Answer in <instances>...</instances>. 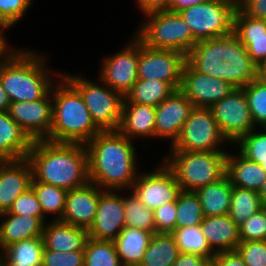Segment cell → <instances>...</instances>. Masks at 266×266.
Returning <instances> with one entry per match:
<instances>
[{
    "label": "cell",
    "mask_w": 266,
    "mask_h": 266,
    "mask_svg": "<svg viewBox=\"0 0 266 266\" xmlns=\"http://www.w3.org/2000/svg\"><path fill=\"white\" fill-rule=\"evenodd\" d=\"M85 147L90 182L103 190H131L141 169L133 140L118 130L100 131Z\"/></svg>",
    "instance_id": "cell-1"
},
{
    "label": "cell",
    "mask_w": 266,
    "mask_h": 266,
    "mask_svg": "<svg viewBox=\"0 0 266 266\" xmlns=\"http://www.w3.org/2000/svg\"><path fill=\"white\" fill-rule=\"evenodd\" d=\"M186 61L196 71L227 81L235 88L245 87L258 75V65L234 32L198 41Z\"/></svg>",
    "instance_id": "cell-2"
},
{
    "label": "cell",
    "mask_w": 266,
    "mask_h": 266,
    "mask_svg": "<svg viewBox=\"0 0 266 266\" xmlns=\"http://www.w3.org/2000/svg\"><path fill=\"white\" fill-rule=\"evenodd\" d=\"M26 158L36 181L67 191L89 182L85 144L34 140Z\"/></svg>",
    "instance_id": "cell-3"
},
{
    "label": "cell",
    "mask_w": 266,
    "mask_h": 266,
    "mask_svg": "<svg viewBox=\"0 0 266 266\" xmlns=\"http://www.w3.org/2000/svg\"><path fill=\"white\" fill-rule=\"evenodd\" d=\"M36 51L15 47L0 63V81L11 103L42 99L62 75L50 69L47 54Z\"/></svg>",
    "instance_id": "cell-4"
},
{
    "label": "cell",
    "mask_w": 266,
    "mask_h": 266,
    "mask_svg": "<svg viewBox=\"0 0 266 266\" xmlns=\"http://www.w3.org/2000/svg\"><path fill=\"white\" fill-rule=\"evenodd\" d=\"M53 122L49 137L56 143H88L101 130L81 94L61 75L52 85Z\"/></svg>",
    "instance_id": "cell-5"
},
{
    "label": "cell",
    "mask_w": 266,
    "mask_h": 266,
    "mask_svg": "<svg viewBox=\"0 0 266 266\" xmlns=\"http://www.w3.org/2000/svg\"><path fill=\"white\" fill-rule=\"evenodd\" d=\"M227 151H169L161 159L184 191H196L226 175Z\"/></svg>",
    "instance_id": "cell-6"
},
{
    "label": "cell",
    "mask_w": 266,
    "mask_h": 266,
    "mask_svg": "<svg viewBox=\"0 0 266 266\" xmlns=\"http://www.w3.org/2000/svg\"><path fill=\"white\" fill-rule=\"evenodd\" d=\"M142 15L133 34L150 48L176 50L187 56L198 42L179 13L159 9Z\"/></svg>",
    "instance_id": "cell-7"
},
{
    "label": "cell",
    "mask_w": 266,
    "mask_h": 266,
    "mask_svg": "<svg viewBox=\"0 0 266 266\" xmlns=\"http://www.w3.org/2000/svg\"><path fill=\"white\" fill-rule=\"evenodd\" d=\"M62 72V76L81 94L91 118L101 131L118 130L124 96L99 81L83 77L82 73ZM82 75V76H81Z\"/></svg>",
    "instance_id": "cell-8"
},
{
    "label": "cell",
    "mask_w": 266,
    "mask_h": 266,
    "mask_svg": "<svg viewBox=\"0 0 266 266\" xmlns=\"http://www.w3.org/2000/svg\"><path fill=\"white\" fill-rule=\"evenodd\" d=\"M235 0H209L179 12L197 41L234 32Z\"/></svg>",
    "instance_id": "cell-9"
},
{
    "label": "cell",
    "mask_w": 266,
    "mask_h": 266,
    "mask_svg": "<svg viewBox=\"0 0 266 266\" xmlns=\"http://www.w3.org/2000/svg\"><path fill=\"white\" fill-rule=\"evenodd\" d=\"M209 107H193L168 151H227L229 146ZM224 148V149H223Z\"/></svg>",
    "instance_id": "cell-10"
},
{
    "label": "cell",
    "mask_w": 266,
    "mask_h": 266,
    "mask_svg": "<svg viewBox=\"0 0 266 266\" xmlns=\"http://www.w3.org/2000/svg\"><path fill=\"white\" fill-rule=\"evenodd\" d=\"M122 49L101 59L98 79L124 97L138 80L139 39L132 34Z\"/></svg>",
    "instance_id": "cell-11"
},
{
    "label": "cell",
    "mask_w": 266,
    "mask_h": 266,
    "mask_svg": "<svg viewBox=\"0 0 266 266\" xmlns=\"http://www.w3.org/2000/svg\"><path fill=\"white\" fill-rule=\"evenodd\" d=\"M210 109L223 136L231 146L256 128L244 88H234L228 96L213 104Z\"/></svg>",
    "instance_id": "cell-12"
},
{
    "label": "cell",
    "mask_w": 266,
    "mask_h": 266,
    "mask_svg": "<svg viewBox=\"0 0 266 266\" xmlns=\"http://www.w3.org/2000/svg\"><path fill=\"white\" fill-rule=\"evenodd\" d=\"M160 161L151 170L140 171L131 187L140 202L153 211L164 204L177 201L182 191L174 173Z\"/></svg>",
    "instance_id": "cell-13"
},
{
    "label": "cell",
    "mask_w": 266,
    "mask_h": 266,
    "mask_svg": "<svg viewBox=\"0 0 266 266\" xmlns=\"http://www.w3.org/2000/svg\"><path fill=\"white\" fill-rule=\"evenodd\" d=\"M186 55L169 49H155L139 40L138 79L161 80L180 89Z\"/></svg>",
    "instance_id": "cell-14"
},
{
    "label": "cell",
    "mask_w": 266,
    "mask_h": 266,
    "mask_svg": "<svg viewBox=\"0 0 266 266\" xmlns=\"http://www.w3.org/2000/svg\"><path fill=\"white\" fill-rule=\"evenodd\" d=\"M9 116L34 140H46L53 122L52 88L39 100L14 102Z\"/></svg>",
    "instance_id": "cell-15"
},
{
    "label": "cell",
    "mask_w": 266,
    "mask_h": 266,
    "mask_svg": "<svg viewBox=\"0 0 266 266\" xmlns=\"http://www.w3.org/2000/svg\"><path fill=\"white\" fill-rule=\"evenodd\" d=\"M235 87L227 81L196 71L187 61L183 67L180 91L195 107H211Z\"/></svg>",
    "instance_id": "cell-16"
},
{
    "label": "cell",
    "mask_w": 266,
    "mask_h": 266,
    "mask_svg": "<svg viewBox=\"0 0 266 266\" xmlns=\"http://www.w3.org/2000/svg\"><path fill=\"white\" fill-rule=\"evenodd\" d=\"M121 192L104 190L101 193L94 222L88 229L89 238L113 241L125 228V211Z\"/></svg>",
    "instance_id": "cell-17"
},
{
    "label": "cell",
    "mask_w": 266,
    "mask_h": 266,
    "mask_svg": "<svg viewBox=\"0 0 266 266\" xmlns=\"http://www.w3.org/2000/svg\"><path fill=\"white\" fill-rule=\"evenodd\" d=\"M193 107L192 102L179 89L157 105L155 140L156 138L168 139L169 147L172 146L179 137Z\"/></svg>",
    "instance_id": "cell-18"
},
{
    "label": "cell",
    "mask_w": 266,
    "mask_h": 266,
    "mask_svg": "<svg viewBox=\"0 0 266 266\" xmlns=\"http://www.w3.org/2000/svg\"><path fill=\"white\" fill-rule=\"evenodd\" d=\"M103 191L90 181L84 186L69 190L60 221L88 230L94 222L99 197Z\"/></svg>",
    "instance_id": "cell-19"
},
{
    "label": "cell",
    "mask_w": 266,
    "mask_h": 266,
    "mask_svg": "<svg viewBox=\"0 0 266 266\" xmlns=\"http://www.w3.org/2000/svg\"><path fill=\"white\" fill-rule=\"evenodd\" d=\"M32 179L27 158L0 160V214L9 211L13 202L31 187Z\"/></svg>",
    "instance_id": "cell-20"
},
{
    "label": "cell",
    "mask_w": 266,
    "mask_h": 266,
    "mask_svg": "<svg viewBox=\"0 0 266 266\" xmlns=\"http://www.w3.org/2000/svg\"><path fill=\"white\" fill-rule=\"evenodd\" d=\"M156 107L139 103H123L118 131L136 140L155 139Z\"/></svg>",
    "instance_id": "cell-21"
},
{
    "label": "cell",
    "mask_w": 266,
    "mask_h": 266,
    "mask_svg": "<svg viewBox=\"0 0 266 266\" xmlns=\"http://www.w3.org/2000/svg\"><path fill=\"white\" fill-rule=\"evenodd\" d=\"M234 33L259 66L266 61V21L245 14L239 7L234 15Z\"/></svg>",
    "instance_id": "cell-22"
},
{
    "label": "cell",
    "mask_w": 266,
    "mask_h": 266,
    "mask_svg": "<svg viewBox=\"0 0 266 266\" xmlns=\"http://www.w3.org/2000/svg\"><path fill=\"white\" fill-rule=\"evenodd\" d=\"M45 217L0 214V252L25 239L42 237Z\"/></svg>",
    "instance_id": "cell-23"
},
{
    "label": "cell",
    "mask_w": 266,
    "mask_h": 266,
    "mask_svg": "<svg viewBox=\"0 0 266 266\" xmlns=\"http://www.w3.org/2000/svg\"><path fill=\"white\" fill-rule=\"evenodd\" d=\"M42 238L45 249L63 253L84 250L89 236L88 230L83 227L51 220L45 223Z\"/></svg>",
    "instance_id": "cell-24"
},
{
    "label": "cell",
    "mask_w": 266,
    "mask_h": 266,
    "mask_svg": "<svg viewBox=\"0 0 266 266\" xmlns=\"http://www.w3.org/2000/svg\"><path fill=\"white\" fill-rule=\"evenodd\" d=\"M226 175L231 185L257 191L266 179V171L259 164L245 157L239 150L227 154Z\"/></svg>",
    "instance_id": "cell-25"
},
{
    "label": "cell",
    "mask_w": 266,
    "mask_h": 266,
    "mask_svg": "<svg viewBox=\"0 0 266 266\" xmlns=\"http://www.w3.org/2000/svg\"><path fill=\"white\" fill-rule=\"evenodd\" d=\"M200 227L215 253L235 251L241 242L239 227L230 219L228 214L204 217Z\"/></svg>",
    "instance_id": "cell-26"
},
{
    "label": "cell",
    "mask_w": 266,
    "mask_h": 266,
    "mask_svg": "<svg viewBox=\"0 0 266 266\" xmlns=\"http://www.w3.org/2000/svg\"><path fill=\"white\" fill-rule=\"evenodd\" d=\"M32 143L33 140L8 112H0V160L26 158Z\"/></svg>",
    "instance_id": "cell-27"
},
{
    "label": "cell",
    "mask_w": 266,
    "mask_h": 266,
    "mask_svg": "<svg viewBox=\"0 0 266 266\" xmlns=\"http://www.w3.org/2000/svg\"><path fill=\"white\" fill-rule=\"evenodd\" d=\"M153 233L125 227L113 240L122 266H139Z\"/></svg>",
    "instance_id": "cell-28"
},
{
    "label": "cell",
    "mask_w": 266,
    "mask_h": 266,
    "mask_svg": "<svg viewBox=\"0 0 266 266\" xmlns=\"http://www.w3.org/2000/svg\"><path fill=\"white\" fill-rule=\"evenodd\" d=\"M204 217L229 214L232 198V185L227 175L219 181L208 184L195 191Z\"/></svg>",
    "instance_id": "cell-29"
},
{
    "label": "cell",
    "mask_w": 266,
    "mask_h": 266,
    "mask_svg": "<svg viewBox=\"0 0 266 266\" xmlns=\"http://www.w3.org/2000/svg\"><path fill=\"white\" fill-rule=\"evenodd\" d=\"M180 254L171 234L152 235L139 266H172Z\"/></svg>",
    "instance_id": "cell-30"
},
{
    "label": "cell",
    "mask_w": 266,
    "mask_h": 266,
    "mask_svg": "<svg viewBox=\"0 0 266 266\" xmlns=\"http://www.w3.org/2000/svg\"><path fill=\"white\" fill-rule=\"evenodd\" d=\"M175 91L171 84L161 80L138 79L124 97L123 103H139L156 107Z\"/></svg>",
    "instance_id": "cell-31"
},
{
    "label": "cell",
    "mask_w": 266,
    "mask_h": 266,
    "mask_svg": "<svg viewBox=\"0 0 266 266\" xmlns=\"http://www.w3.org/2000/svg\"><path fill=\"white\" fill-rule=\"evenodd\" d=\"M31 188L35 192L37 200L41 205L45 219L48 220L50 216V221L61 220L65 210L68 191L51 184L36 181L34 178L31 182ZM51 215L53 218H51Z\"/></svg>",
    "instance_id": "cell-32"
},
{
    "label": "cell",
    "mask_w": 266,
    "mask_h": 266,
    "mask_svg": "<svg viewBox=\"0 0 266 266\" xmlns=\"http://www.w3.org/2000/svg\"><path fill=\"white\" fill-rule=\"evenodd\" d=\"M43 251L42 237L25 239L7 246L0 252V262H18L28 266H42Z\"/></svg>",
    "instance_id": "cell-33"
},
{
    "label": "cell",
    "mask_w": 266,
    "mask_h": 266,
    "mask_svg": "<svg viewBox=\"0 0 266 266\" xmlns=\"http://www.w3.org/2000/svg\"><path fill=\"white\" fill-rule=\"evenodd\" d=\"M264 207L265 204L257 191L232 186L231 206L228 215L238 227Z\"/></svg>",
    "instance_id": "cell-34"
},
{
    "label": "cell",
    "mask_w": 266,
    "mask_h": 266,
    "mask_svg": "<svg viewBox=\"0 0 266 266\" xmlns=\"http://www.w3.org/2000/svg\"><path fill=\"white\" fill-rule=\"evenodd\" d=\"M170 234L180 253L197 254L212 260L216 255L203 235L200 225L174 229Z\"/></svg>",
    "instance_id": "cell-35"
},
{
    "label": "cell",
    "mask_w": 266,
    "mask_h": 266,
    "mask_svg": "<svg viewBox=\"0 0 266 266\" xmlns=\"http://www.w3.org/2000/svg\"><path fill=\"white\" fill-rule=\"evenodd\" d=\"M128 194L127 190L122 192L125 227L144 229L155 234L153 210L146 208L131 190Z\"/></svg>",
    "instance_id": "cell-36"
},
{
    "label": "cell",
    "mask_w": 266,
    "mask_h": 266,
    "mask_svg": "<svg viewBox=\"0 0 266 266\" xmlns=\"http://www.w3.org/2000/svg\"><path fill=\"white\" fill-rule=\"evenodd\" d=\"M176 229L200 225L204 214L200 200L194 191L182 190L176 201Z\"/></svg>",
    "instance_id": "cell-37"
},
{
    "label": "cell",
    "mask_w": 266,
    "mask_h": 266,
    "mask_svg": "<svg viewBox=\"0 0 266 266\" xmlns=\"http://www.w3.org/2000/svg\"><path fill=\"white\" fill-rule=\"evenodd\" d=\"M84 266H122L113 241L88 238Z\"/></svg>",
    "instance_id": "cell-38"
},
{
    "label": "cell",
    "mask_w": 266,
    "mask_h": 266,
    "mask_svg": "<svg viewBox=\"0 0 266 266\" xmlns=\"http://www.w3.org/2000/svg\"><path fill=\"white\" fill-rule=\"evenodd\" d=\"M235 148L251 161L259 163L266 171V127L255 128L243 136L235 144Z\"/></svg>",
    "instance_id": "cell-39"
},
{
    "label": "cell",
    "mask_w": 266,
    "mask_h": 266,
    "mask_svg": "<svg viewBox=\"0 0 266 266\" xmlns=\"http://www.w3.org/2000/svg\"><path fill=\"white\" fill-rule=\"evenodd\" d=\"M244 88L255 127H266V84L257 78Z\"/></svg>",
    "instance_id": "cell-40"
},
{
    "label": "cell",
    "mask_w": 266,
    "mask_h": 266,
    "mask_svg": "<svg viewBox=\"0 0 266 266\" xmlns=\"http://www.w3.org/2000/svg\"><path fill=\"white\" fill-rule=\"evenodd\" d=\"M33 0H0V28L9 31L29 12Z\"/></svg>",
    "instance_id": "cell-41"
},
{
    "label": "cell",
    "mask_w": 266,
    "mask_h": 266,
    "mask_svg": "<svg viewBox=\"0 0 266 266\" xmlns=\"http://www.w3.org/2000/svg\"><path fill=\"white\" fill-rule=\"evenodd\" d=\"M241 242L266 240V207L253 214L240 227Z\"/></svg>",
    "instance_id": "cell-42"
},
{
    "label": "cell",
    "mask_w": 266,
    "mask_h": 266,
    "mask_svg": "<svg viewBox=\"0 0 266 266\" xmlns=\"http://www.w3.org/2000/svg\"><path fill=\"white\" fill-rule=\"evenodd\" d=\"M236 251L246 266H266V240L240 242Z\"/></svg>",
    "instance_id": "cell-43"
},
{
    "label": "cell",
    "mask_w": 266,
    "mask_h": 266,
    "mask_svg": "<svg viewBox=\"0 0 266 266\" xmlns=\"http://www.w3.org/2000/svg\"><path fill=\"white\" fill-rule=\"evenodd\" d=\"M1 214H18L23 216L44 217L41 205L31 187L13 202V205L9 211Z\"/></svg>",
    "instance_id": "cell-44"
},
{
    "label": "cell",
    "mask_w": 266,
    "mask_h": 266,
    "mask_svg": "<svg viewBox=\"0 0 266 266\" xmlns=\"http://www.w3.org/2000/svg\"><path fill=\"white\" fill-rule=\"evenodd\" d=\"M84 250L57 252L44 248L42 266H84Z\"/></svg>",
    "instance_id": "cell-45"
},
{
    "label": "cell",
    "mask_w": 266,
    "mask_h": 266,
    "mask_svg": "<svg viewBox=\"0 0 266 266\" xmlns=\"http://www.w3.org/2000/svg\"><path fill=\"white\" fill-rule=\"evenodd\" d=\"M155 233L170 234L176 229V201L160 206L153 211Z\"/></svg>",
    "instance_id": "cell-46"
},
{
    "label": "cell",
    "mask_w": 266,
    "mask_h": 266,
    "mask_svg": "<svg viewBox=\"0 0 266 266\" xmlns=\"http://www.w3.org/2000/svg\"><path fill=\"white\" fill-rule=\"evenodd\" d=\"M238 7L245 14L266 21V0H240Z\"/></svg>",
    "instance_id": "cell-47"
},
{
    "label": "cell",
    "mask_w": 266,
    "mask_h": 266,
    "mask_svg": "<svg viewBox=\"0 0 266 266\" xmlns=\"http://www.w3.org/2000/svg\"><path fill=\"white\" fill-rule=\"evenodd\" d=\"M213 263L215 266H246L236 250L216 253Z\"/></svg>",
    "instance_id": "cell-48"
},
{
    "label": "cell",
    "mask_w": 266,
    "mask_h": 266,
    "mask_svg": "<svg viewBox=\"0 0 266 266\" xmlns=\"http://www.w3.org/2000/svg\"><path fill=\"white\" fill-rule=\"evenodd\" d=\"M212 262V259L197 254L180 253L172 266H209Z\"/></svg>",
    "instance_id": "cell-49"
},
{
    "label": "cell",
    "mask_w": 266,
    "mask_h": 266,
    "mask_svg": "<svg viewBox=\"0 0 266 266\" xmlns=\"http://www.w3.org/2000/svg\"><path fill=\"white\" fill-rule=\"evenodd\" d=\"M137 4V10L140 13H146L148 11L166 9L167 0H134Z\"/></svg>",
    "instance_id": "cell-50"
},
{
    "label": "cell",
    "mask_w": 266,
    "mask_h": 266,
    "mask_svg": "<svg viewBox=\"0 0 266 266\" xmlns=\"http://www.w3.org/2000/svg\"><path fill=\"white\" fill-rule=\"evenodd\" d=\"M205 1L209 0H167L166 10L179 13L186 8L198 5Z\"/></svg>",
    "instance_id": "cell-51"
},
{
    "label": "cell",
    "mask_w": 266,
    "mask_h": 266,
    "mask_svg": "<svg viewBox=\"0 0 266 266\" xmlns=\"http://www.w3.org/2000/svg\"><path fill=\"white\" fill-rule=\"evenodd\" d=\"M8 32L6 29L0 28V63L13 51L14 47L7 41L8 37L4 33Z\"/></svg>",
    "instance_id": "cell-52"
},
{
    "label": "cell",
    "mask_w": 266,
    "mask_h": 266,
    "mask_svg": "<svg viewBox=\"0 0 266 266\" xmlns=\"http://www.w3.org/2000/svg\"><path fill=\"white\" fill-rule=\"evenodd\" d=\"M11 101L8 97L7 92L4 90L0 81V112H8Z\"/></svg>",
    "instance_id": "cell-53"
},
{
    "label": "cell",
    "mask_w": 266,
    "mask_h": 266,
    "mask_svg": "<svg viewBox=\"0 0 266 266\" xmlns=\"http://www.w3.org/2000/svg\"><path fill=\"white\" fill-rule=\"evenodd\" d=\"M257 79L266 84V61L258 66Z\"/></svg>",
    "instance_id": "cell-54"
},
{
    "label": "cell",
    "mask_w": 266,
    "mask_h": 266,
    "mask_svg": "<svg viewBox=\"0 0 266 266\" xmlns=\"http://www.w3.org/2000/svg\"><path fill=\"white\" fill-rule=\"evenodd\" d=\"M258 195L261 198L262 202L266 205V179L258 190Z\"/></svg>",
    "instance_id": "cell-55"
},
{
    "label": "cell",
    "mask_w": 266,
    "mask_h": 266,
    "mask_svg": "<svg viewBox=\"0 0 266 266\" xmlns=\"http://www.w3.org/2000/svg\"><path fill=\"white\" fill-rule=\"evenodd\" d=\"M1 266H28L24 264H20L18 262H0Z\"/></svg>",
    "instance_id": "cell-56"
}]
</instances>
